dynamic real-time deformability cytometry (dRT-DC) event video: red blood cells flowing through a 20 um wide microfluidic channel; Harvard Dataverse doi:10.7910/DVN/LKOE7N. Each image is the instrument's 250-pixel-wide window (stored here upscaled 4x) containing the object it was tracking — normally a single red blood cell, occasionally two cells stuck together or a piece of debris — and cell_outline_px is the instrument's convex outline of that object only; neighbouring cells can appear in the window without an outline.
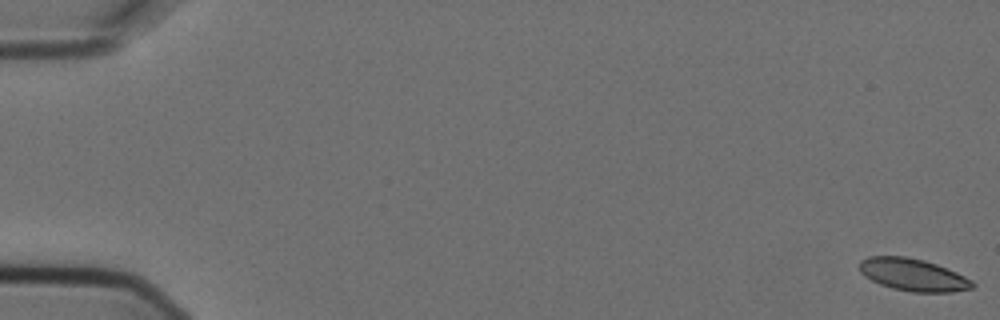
{"species": "Egyptian fruit bat (a non-hibernating species)", "species_latin": "Rousettus aegyptiacus", "temperature_condition": "cold", "stored_images_in_passage": 5, "camera_frame_rate_fps": 3000, "um_per_image_px": 0.085, "animal": {"sex": "female"}, "frame": {"image": 1, "passage_image": 1, "time_ms": 0.0, "image_size_px": [1000, 320], "cell_outline_px": [[976, 284], [972, 288], [952, 292], [912, 292], [892, 288], [880, 284], [864, 276], [860, 272], [860, 260], [868, 256], [904, 256], [924, 260], [936, 264], [956, 272], [972, 280]], "centroid_in_image_um": [77.6, 23.35], "position_along_channel_um": 7.4, "area_um2": 21.27}}
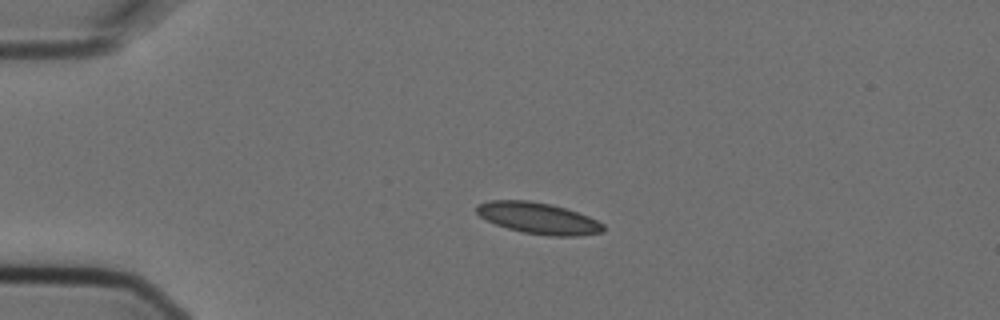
{"frame": {"image": 2, "passage_image": 4, "time_ms": 1.0, "image_size_px": [1000, 320], "cell_outline_px": [[604, 232], [580, 236], [548, 236], [524, 232], [508, 228], [496, 224], [480, 216], [476, 212], [476, 204], [488, 200], [528, 200], [548, 204], [564, 208], [588, 216], [604, 224]], "centroid_in_image_um": [45.75, 18.55], "position_along_channel_um": 39.2, "area_um2": 23.0}}